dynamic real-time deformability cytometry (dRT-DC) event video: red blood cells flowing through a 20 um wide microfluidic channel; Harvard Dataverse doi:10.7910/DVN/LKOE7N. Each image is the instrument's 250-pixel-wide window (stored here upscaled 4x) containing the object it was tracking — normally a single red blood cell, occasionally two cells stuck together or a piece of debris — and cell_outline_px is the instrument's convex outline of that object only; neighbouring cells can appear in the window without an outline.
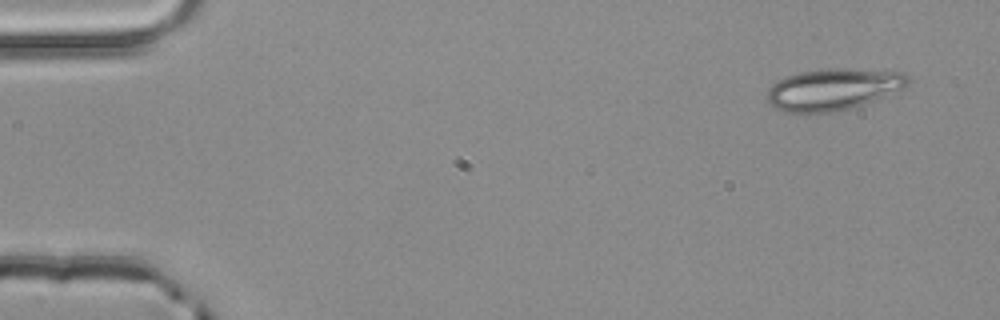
{"species": "common noctule bat (a hibernating species)", "species_latin": "Nyctalus noctula", "temperature_condition": "room temperature", "stored_images_in_passage": 4, "camera_frame_rate_fps": 3000, "um_per_image_px": 0.085, "animal": {"sex": "male", "body_mass_g": 20.4}, "frame": {"image": 1, "passage_image": 1, "time_ms": 0.0, "image_size_px": [1000, 320], "cell_outline_px": [[912, 80], [904, 88], [852, 108], [840, 112], [784, 112], [776, 108], [768, 100], [768, 88], [772, 84], [788, 76], [800, 72], [828, 68], [848, 68], [904, 72]], "centroid_in_image_um": [70.86, 7.58], "position_along_channel_um": 14.1, "area_um2": 34.04}}